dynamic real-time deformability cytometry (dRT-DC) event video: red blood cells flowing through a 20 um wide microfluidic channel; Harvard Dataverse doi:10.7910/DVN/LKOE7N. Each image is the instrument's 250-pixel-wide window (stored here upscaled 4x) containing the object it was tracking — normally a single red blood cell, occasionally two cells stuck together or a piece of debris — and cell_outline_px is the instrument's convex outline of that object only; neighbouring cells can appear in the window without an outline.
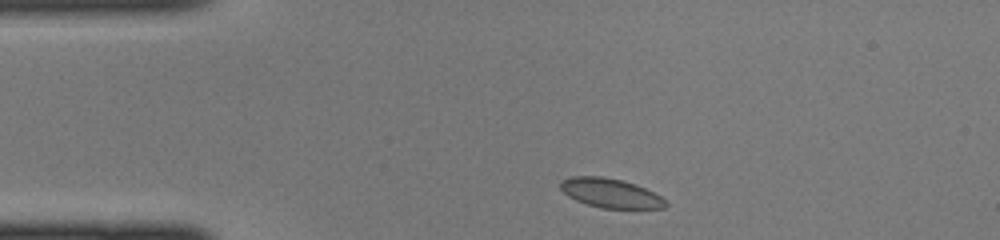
{"species": "common noctule bat (a hibernating species)", "species_latin": "Nyctalus noctula", "temperature_condition": "cold", "stored_images_in_passage": 32, "camera_frame_rate_fps": 3000, "um_per_image_px": 0.085, "animal": {"sex": "female", "body_mass_g": 22.0, "forearm_length_mm": 56.7}, "frame": {"image": 1, "passage_image": 2, "time_ms": 0.333, "image_size_px": [1000, 240], "cell_outline_px": [[668, 204], [664, 208], [600, 208], [576, 200], [568, 196], [560, 188], [560, 180], [572, 176], [604, 176], [624, 180], [636, 184], [660, 196]], "centroid_in_image_um": [51.86, 16.4], "position_along_channel_um": 33.1, "area_um2": 17.92}}
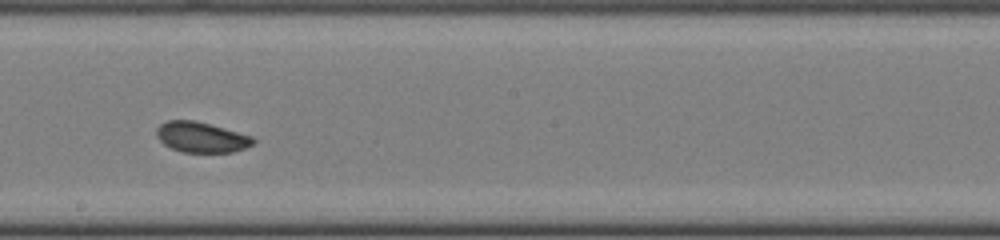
{"frame": {"image": 2, "passage_image": 18, "time_ms": 5.667, "image_size_px": [1000, 240], "cell_outline_px": [[256, 140], [252, 144], [244, 148], [232, 152], [180, 152], [164, 144], [156, 136], [156, 128], [160, 124], [168, 120], [196, 120], [252, 136]], "centroid_in_image_um": [17.09, 11.65], "position_along_channel_um": 231.1, "area_um2": 17.11}}
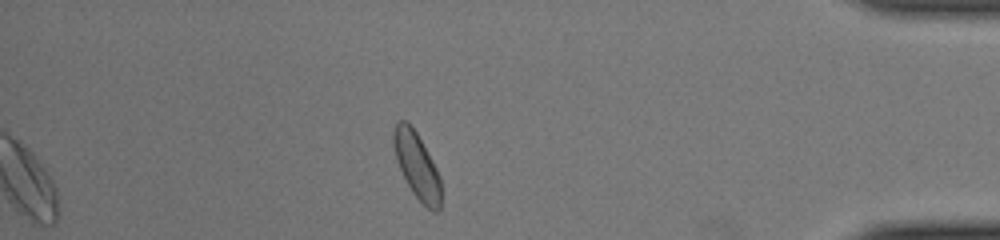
{"frame": {"image": 3, "passage_image": 32, "time_ms": 10.333, "image_size_px": [1000, 240], "cell_outline_px": [[440, 208], [436, 212], [428, 208], [412, 192], [396, 160], [392, 144], [392, 132], [396, 124], [400, 120], [404, 120], [416, 132], [436, 168], [440, 176]], "centroid_in_image_um": [35.41, 14.06], "position_along_channel_um": 399.8, "area_um2": 17.8}}